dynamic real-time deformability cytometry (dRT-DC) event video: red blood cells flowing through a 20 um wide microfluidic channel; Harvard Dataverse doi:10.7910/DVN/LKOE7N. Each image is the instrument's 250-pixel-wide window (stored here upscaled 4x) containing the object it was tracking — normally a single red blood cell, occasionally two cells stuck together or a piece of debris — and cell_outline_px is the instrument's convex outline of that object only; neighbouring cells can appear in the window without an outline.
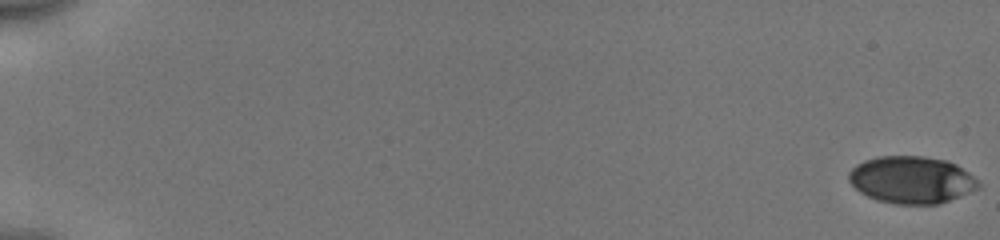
{"species": "human", "species_latin": "Homo sapiens", "temperature_condition": "cold", "stored_images_in_passage": 53, "camera_frame_rate_fps": 3000, "um_per_image_px": 0.085, "donor": {"sex": "male"}, "frame": {"image": 1, "passage_image": 1, "time_ms": 0.0, "image_size_px": [1000, 240], "cell_outline_px": [[980, 188], [940, 204], [896, 204], [876, 200], [860, 192], [848, 180], [848, 172], [856, 164], [864, 160], [880, 156], [924, 156], [948, 160], [956, 164], [968, 172], [980, 184]], "centroid_in_image_um": [77.48, 15.28], "position_along_channel_um": 7.5, "area_um2": 35.78}}
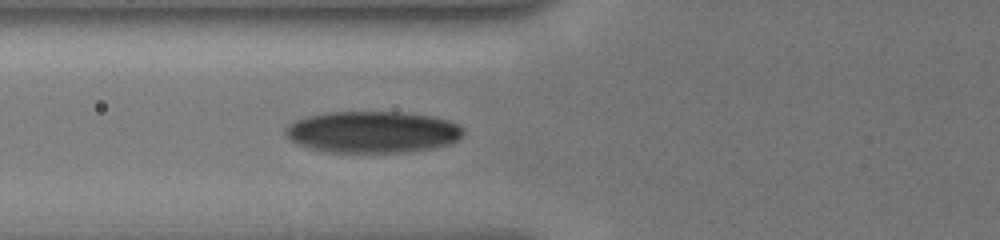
{"frame": {"image": 2, "passage_image": 23, "time_ms": 7.333, "image_size_px": [1000, 240], "cell_outline_px": [[464, 132], [460, 140], [448, 144], [432, 148], [408, 152], [328, 152], [308, 148], [296, 144], [284, 132], [284, 128], [288, 124], [296, 120], [308, 116], [324, 112], [400, 112], [432, 116], [448, 120], [464, 128]], "centroid_in_image_um": [31.66, 11.22], "position_along_channel_um": 94.1, "area_um2": 43.35}}
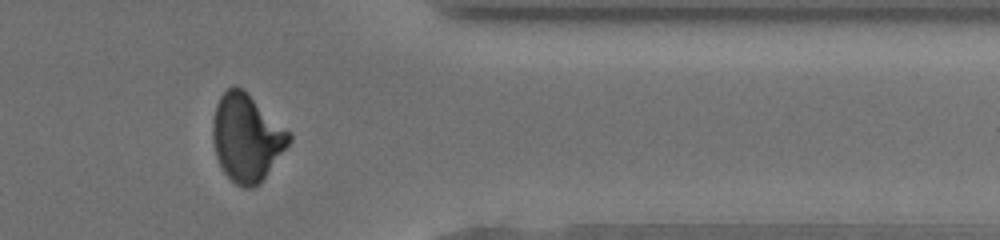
{"frame": {"image": 3, "passage_image": 46, "time_ms": 15.0, "image_size_px": [1000, 240], "cell_outline_px": [[292, 140], [260, 184], [252, 188], [244, 188], [236, 184], [224, 172], [216, 156], [212, 140], [212, 120], [216, 104], [220, 96], [228, 88], [244, 88], [292, 132]], "centroid_in_image_um": [20.99, 11.69], "position_along_channel_um": 390.4, "area_um2": 39.25}, "authors_computed_cell_mechanics": {"area_um2": 39.2462, "velocity_mm_per_s": 3.979, "shape_relaxation_time_tau1_ms": 3.4625, "shape_relaxation_time_tau2_ms": 2.1386, "deformation_change_tau1": 0.1251, "deformation_change_tau2": 0.072}}